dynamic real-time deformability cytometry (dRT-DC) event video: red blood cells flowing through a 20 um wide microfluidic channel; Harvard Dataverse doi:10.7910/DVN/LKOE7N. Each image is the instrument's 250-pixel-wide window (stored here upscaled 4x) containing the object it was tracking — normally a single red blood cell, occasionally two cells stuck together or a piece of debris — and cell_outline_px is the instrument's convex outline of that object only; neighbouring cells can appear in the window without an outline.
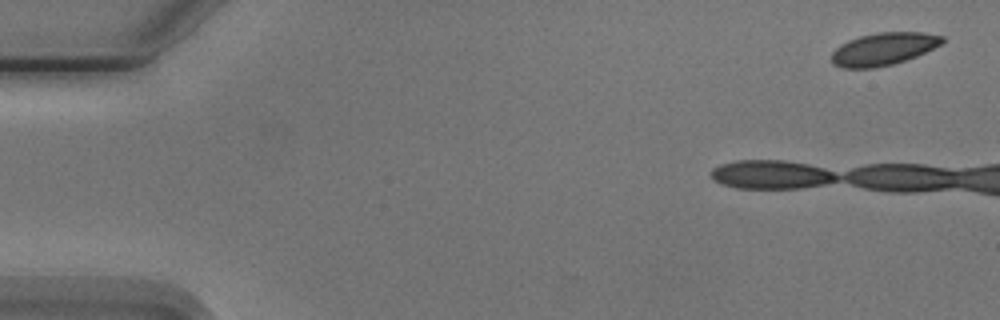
{"species": "Egyptian fruit bat (a non-hibernating species)", "species_latin": "Rousettus aegyptiacus", "temperature_condition": "cold", "stored_images_in_passage": 4, "camera_frame_rate_fps": 3000, "um_per_image_px": 0.085, "animal": {"sex": "male"}, "frame": {"image": 1, "passage_image": 1, "time_ms": 0.0, "image_size_px": [1000, 320], "cell_outline_px": [[944, 40], [940, 44], [916, 56], [892, 64], [876, 68], [844, 68], [832, 64], [832, 52], [840, 44], [848, 40], [860, 36], [876, 32], [920, 32], [944, 36]], "centroid_in_image_um": [75.05, 4.16], "position_along_channel_um": 9.9, "area_um2": 20.87}}